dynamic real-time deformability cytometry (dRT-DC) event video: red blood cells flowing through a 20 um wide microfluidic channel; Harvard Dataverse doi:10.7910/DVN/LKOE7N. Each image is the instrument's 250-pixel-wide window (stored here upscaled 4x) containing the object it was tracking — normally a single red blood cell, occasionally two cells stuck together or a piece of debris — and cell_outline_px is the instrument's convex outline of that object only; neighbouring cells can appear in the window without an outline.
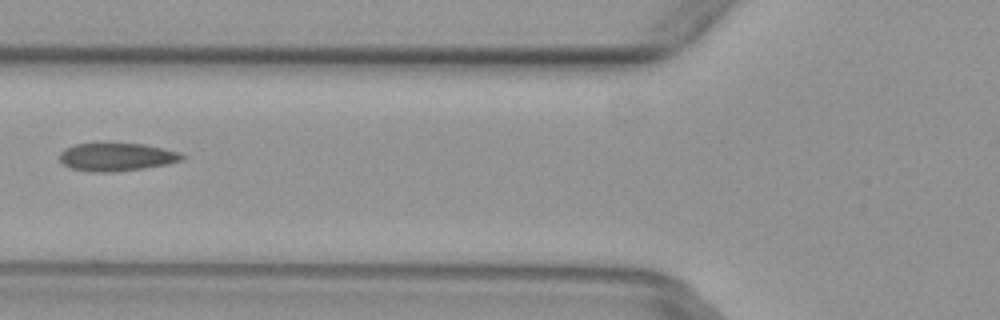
{"species": "common noctule bat (a hibernating species)", "species_latin": "Nyctalus noctula", "temperature_condition": "warm", "stored_images_in_passage": 3, "camera_frame_rate_fps": 3000, "um_per_image_px": 0.085, "animal": {"sex": "female", "body_mass_g": 29.2, "forearm_length_mm": 56.3}, "frame": {"image": 1, "passage_image": 2, "time_ms": 0.333, "image_size_px": [1000, 320], "cell_outline_px": [[188, 156], [184, 160], [168, 164], [144, 168], [116, 172], [92, 172], [72, 168], [64, 164], [60, 160], [60, 152], [64, 148], [76, 144], [104, 140], [144, 144], [164, 148], [180, 152]], "centroid_in_image_um": [9.94, 13.29], "position_along_channel_um": 115.9, "area_um2": 21.04}}
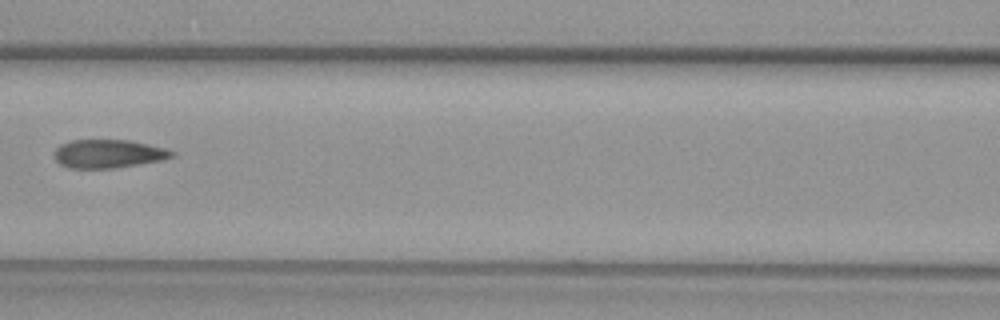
{"frame": {"image": 2, "passage_image": 3, "time_ms": 0.667, "image_size_px": [1000, 320], "cell_outline_px": [[176, 156], [160, 160], [116, 168], [68, 168], [60, 164], [52, 156], [56, 148], [60, 144], [72, 140], [128, 140], [148, 144], [164, 148], [176, 152]], "centroid_in_image_um": [9.18, 13.07], "position_along_channel_um": 157.4, "area_um2": 19.54}}